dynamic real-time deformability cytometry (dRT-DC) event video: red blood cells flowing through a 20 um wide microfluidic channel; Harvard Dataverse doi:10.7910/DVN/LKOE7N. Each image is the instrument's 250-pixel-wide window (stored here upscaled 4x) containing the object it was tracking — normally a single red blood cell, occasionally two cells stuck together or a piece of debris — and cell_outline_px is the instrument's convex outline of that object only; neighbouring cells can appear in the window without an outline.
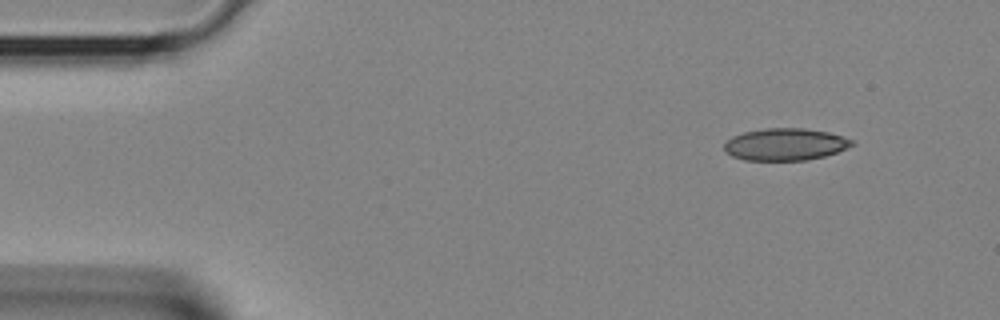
{"species": "Egyptian fruit bat (a non-hibernating species)", "species_latin": "Rousettus aegyptiacus", "temperature_condition": "room temperature", "stored_images_in_passage": 36, "camera_frame_rate_fps": 3000, "um_per_image_px": 0.085, "animal": {"sex": "female"}, "frame": {"image": 1, "passage_image": 1, "time_ms": 0.0, "image_size_px": [1000, 320], "cell_outline_px": [[856, 144], [836, 152], [824, 156], [808, 160], [744, 160], [732, 156], [724, 148], [724, 144], [732, 136], [744, 132], [764, 128], [804, 128], [828, 132], [856, 140]], "centroid_in_image_um": [66.78, 12.26], "position_along_channel_um": 18.2, "area_um2": 23.93}}
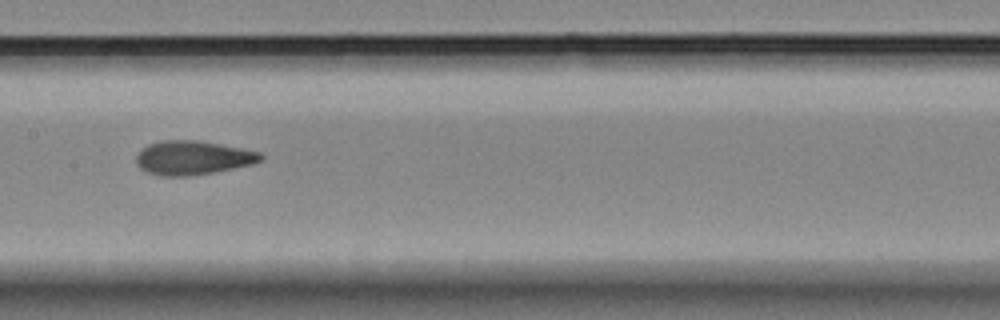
{"frame": {"image": 2, "passage_image": 16, "time_ms": 5.0, "image_size_px": [1000, 320], "cell_outline_px": [[264, 160], [256, 164], [212, 172], [188, 176], [160, 176], [148, 172], [140, 168], [136, 164], [136, 156], [148, 144], [164, 140], [196, 140], [220, 144], [260, 152], [264, 156]], "centroid_in_image_um": [16.42, 13.41], "position_along_channel_um": 191.0, "area_um2": 24.62}}
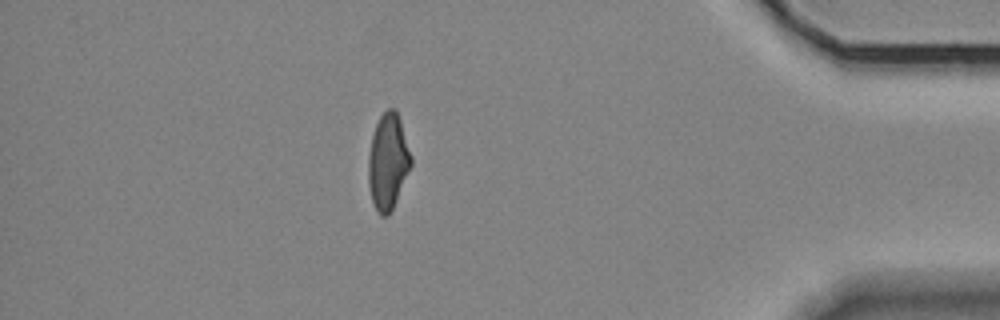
{"frame": {"image": 3, "passage_image": 31, "time_ms": 10.0, "image_size_px": [1000, 320], "cell_outline_px": [[412, 164], [392, 208], [388, 216], [380, 216], [372, 200], [368, 184], [368, 156], [372, 136], [376, 124], [380, 116], [388, 108], [396, 108], [412, 156]], "centroid_in_image_um": [32.97, 13.71], "position_along_channel_um": 402.2, "area_um2": 23.64}}